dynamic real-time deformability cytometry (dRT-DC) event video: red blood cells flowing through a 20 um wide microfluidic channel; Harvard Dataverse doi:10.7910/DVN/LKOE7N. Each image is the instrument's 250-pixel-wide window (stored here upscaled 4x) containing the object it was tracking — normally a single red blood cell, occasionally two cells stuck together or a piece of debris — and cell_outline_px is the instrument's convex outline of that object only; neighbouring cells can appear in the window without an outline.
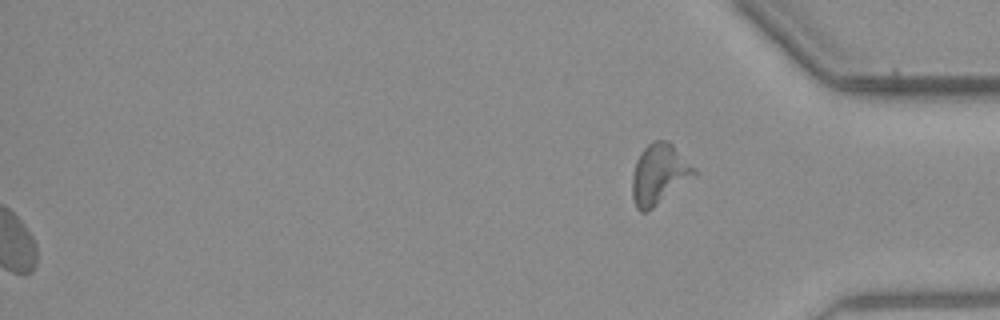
{"species": "common noctule bat (a hibernating species)", "species_latin": "Nyctalus noctula", "temperature_condition": "warm", "stored_images_in_passage": 45, "segment_of_instrument_passage": [2, 2], "camera_frame_rate_fps": 3000, "um_per_image_px": 0.085, "animal": {"sex": "male", "body_mass_g": 23.1, "forearm_length_mm": 52.7}, "frame": {"image": 1, "passage_image": 45, "time_ms": 14.667, "image_size_px": [1000, 320], "cell_outline_px": [[696, 176], [648, 212], [640, 212], [636, 208], [632, 196], [632, 176], [636, 160], [640, 152], [652, 140], [668, 140], [696, 168]], "centroid_in_image_um": [56.03, 14.81], "position_along_channel_um": 379.2, "area_um2": 22.08}}